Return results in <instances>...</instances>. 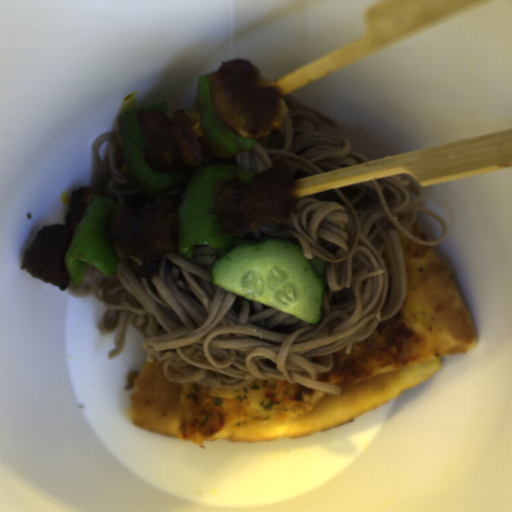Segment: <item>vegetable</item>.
<instances>
[{"instance_id":"add77e79","label":"vegetable","mask_w":512,"mask_h":512,"mask_svg":"<svg viewBox=\"0 0 512 512\" xmlns=\"http://www.w3.org/2000/svg\"><path fill=\"white\" fill-rule=\"evenodd\" d=\"M254 175L224 164H206L192 173L177 210V250L181 257L194 260L200 245L210 246L218 257L232 251L239 234L220 235L221 217L209 214V209H216L217 195L227 180L249 183Z\"/></svg>"},{"instance_id":"ea0f7189","label":"vegetable","mask_w":512,"mask_h":512,"mask_svg":"<svg viewBox=\"0 0 512 512\" xmlns=\"http://www.w3.org/2000/svg\"><path fill=\"white\" fill-rule=\"evenodd\" d=\"M123 207L102 197L90 199L63 258L74 287L84 282L88 264L112 276L120 261L112 251L107 233Z\"/></svg>"},{"instance_id":"f7b5029e","label":"vegetable","mask_w":512,"mask_h":512,"mask_svg":"<svg viewBox=\"0 0 512 512\" xmlns=\"http://www.w3.org/2000/svg\"><path fill=\"white\" fill-rule=\"evenodd\" d=\"M145 110L170 112L168 105L156 104L140 107L118 116L117 133L126 167L145 194L154 195L169 190L187 177V171L172 173L154 172L146 162L144 150L146 138L139 127L136 116Z\"/></svg>"},{"instance_id":"96ceb2fe","label":"vegetable","mask_w":512,"mask_h":512,"mask_svg":"<svg viewBox=\"0 0 512 512\" xmlns=\"http://www.w3.org/2000/svg\"><path fill=\"white\" fill-rule=\"evenodd\" d=\"M215 71L198 76L195 96L198 105L200 131L209 142L210 150L216 155H234L247 151L259 140L245 139L232 132L218 117L213 105L209 80Z\"/></svg>"}]
</instances>
